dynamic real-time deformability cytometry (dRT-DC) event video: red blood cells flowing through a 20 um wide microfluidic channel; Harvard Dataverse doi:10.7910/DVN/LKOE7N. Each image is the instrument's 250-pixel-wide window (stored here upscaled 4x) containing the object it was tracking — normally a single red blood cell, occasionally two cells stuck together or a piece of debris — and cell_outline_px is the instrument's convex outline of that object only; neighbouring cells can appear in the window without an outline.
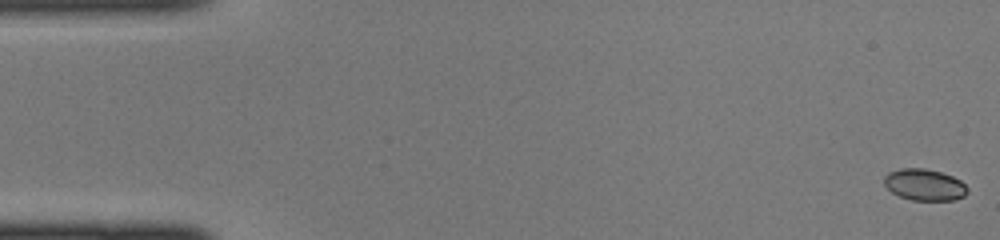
{"species": "common noctule bat (a hibernating species)", "species_latin": "Nyctalus noctula", "temperature_condition": "cold", "stored_images_in_passage": 46, "camera_frame_rate_fps": 3000, "um_per_image_px": 0.085, "animal": {"sex": "female", "body_mass_g": 22.0, "forearm_length_mm": 56.7}, "frame": {"image": 1, "passage_image": 1, "time_ms": 0.0, "image_size_px": [1000, 240], "cell_outline_px": [[968, 192], [964, 196], [956, 200], [912, 200], [900, 196], [892, 192], [884, 184], [884, 176], [888, 172], [900, 168], [924, 168], [940, 172], [952, 176], [960, 180], [968, 188]], "centroid_in_image_um": [78.58, 15.7], "position_along_channel_um": 6.4, "area_um2": 15.32}}
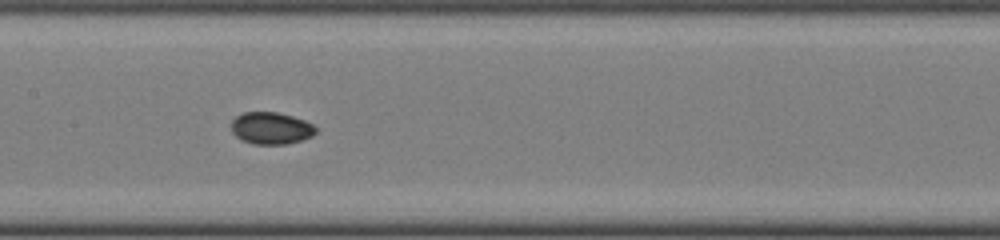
{"frame": {"image": 2, "passage_image": 22, "time_ms": 7.0, "image_size_px": [1000, 240], "cell_outline_px": [[316, 132], [312, 136], [288, 144], [252, 144], [240, 140], [232, 132], [232, 120], [236, 116], [244, 112], [276, 112], [292, 116], [304, 120], [312, 124], [316, 128]], "centroid_in_image_um": [23.02, 10.9], "position_along_channel_um": 184.4, "area_um2": 15.78}}
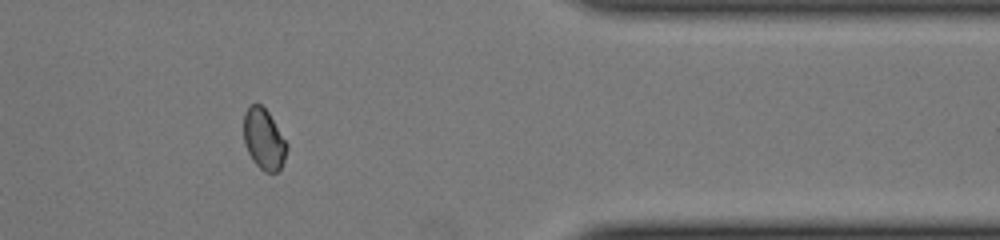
{"frame": {"image": 3, "passage_image": 37, "time_ms": 12.0, "image_size_px": [1000, 240], "cell_outline_px": [[288, 148], [284, 160], [280, 168], [276, 172], [264, 172], [252, 160], [244, 144], [244, 112], [252, 104], [260, 104], [268, 112], [288, 144]], "centroid_in_image_um": [22.42, 11.84], "position_along_channel_um": 389.0, "area_um2": 15.2}}